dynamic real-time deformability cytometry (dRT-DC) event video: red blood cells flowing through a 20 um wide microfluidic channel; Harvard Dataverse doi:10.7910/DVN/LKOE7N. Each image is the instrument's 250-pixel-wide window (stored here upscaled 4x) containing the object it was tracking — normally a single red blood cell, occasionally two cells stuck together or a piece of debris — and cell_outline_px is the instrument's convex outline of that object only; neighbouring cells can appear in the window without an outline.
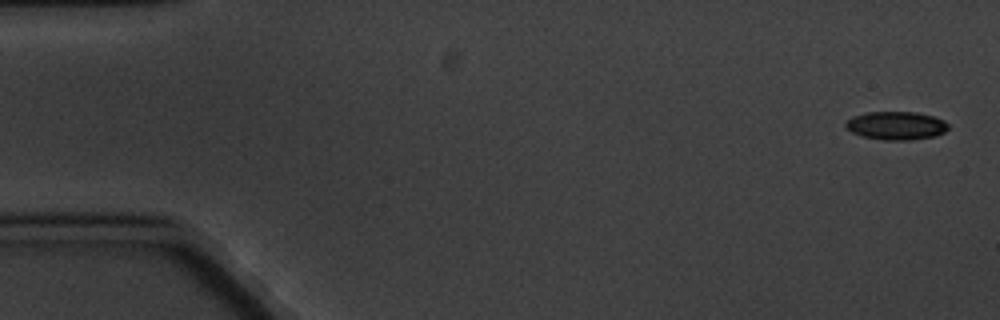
{"species": "common noctule bat (a hibernating species)", "species_latin": "Nyctalus noctula", "temperature_condition": "cold", "stored_images_in_passage": 10, "camera_frame_rate_fps": 3000, "um_per_image_px": 0.085, "animal": {"sex": "male", "body_mass_g": 20.1, "forearm_length_mm": 53.5}, "frame": {"image": 1, "passage_image": 1, "time_ms": 0.0, "image_size_px": [1000, 320], "cell_outline_px": [[948, 128], [944, 132], [936, 136], [912, 140], [884, 140], [864, 136], [852, 132], [844, 124], [852, 116], [868, 112], [916, 112], [932, 116], [944, 120], [948, 124]], "centroid_in_image_um": [76.2, 10.68], "position_along_channel_um": 8.8, "area_um2": 16.82}}
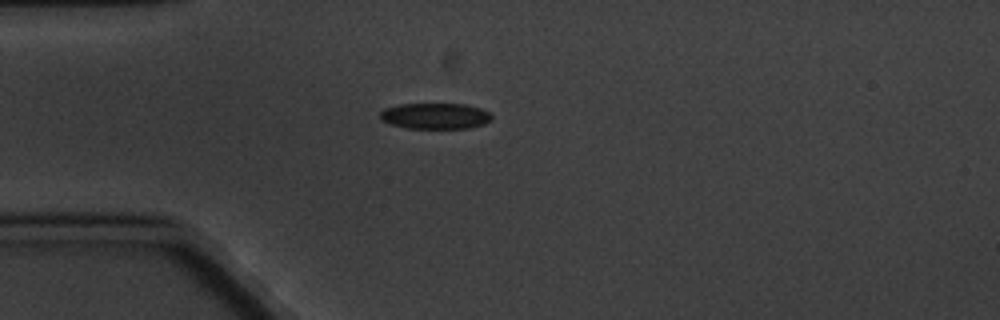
{"frame": {"image": 2, "passage_image": 5, "time_ms": 4.667, "image_size_px": [1000, 320], "cell_outline_px": [[492, 120], [484, 124], [468, 128], [408, 128], [392, 124], [380, 120], [380, 112], [384, 108], [400, 104], [464, 104], [480, 108], [488, 112], [492, 116]], "centroid_in_image_um": [36.99, 9.85], "position_along_channel_um": 48.0, "area_um2": 16.82}}
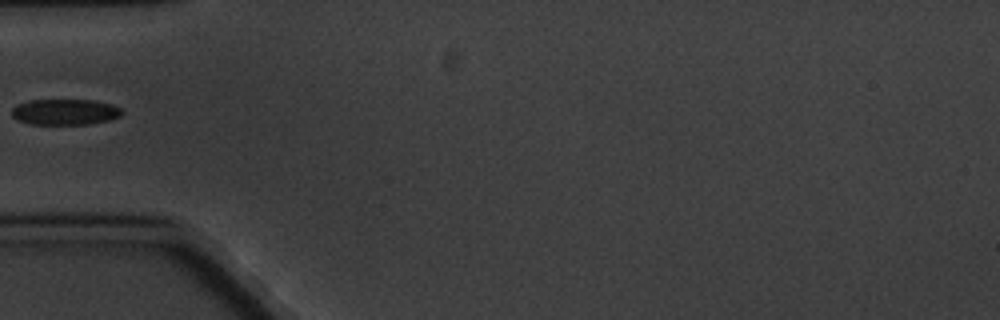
{"frame": {"image": 3, "passage_image": 6, "time_ms": 6.0, "image_size_px": [1000, 320], "cell_outline_px": [[124, 112], [120, 116], [108, 120], [88, 124], [28, 124], [16, 120], [12, 116], [12, 108], [16, 104], [28, 100], [92, 100], [112, 104], [120, 108]], "centroid_in_image_um": [5.49, 9.51], "position_along_channel_um": 79.5, "area_um2": 16.7}}